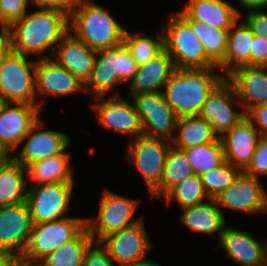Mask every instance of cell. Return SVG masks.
<instances>
[{"mask_svg": "<svg viewBox=\"0 0 267 266\" xmlns=\"http://www.w3.org/2000/svg\"><path fill=\"white\" fill-rule=\"evenodd\" d=\"M225 78L234 87L245 113L256 105L267 103V67L240 66Z\"/></svg>", "mask_w": 267, "mask_h": 266, "instance_id": "7402d4cb", "label": "cell"}, {"mask_svg": "<svg viewBox=\"0 0 267 266\" xmlns=\"http://www.w3.org/2000/svg\"><path fill=\"white\" fill-rule=\"evenodd\" d=\"M13 51L25 56L38 55L49 50V58L56 45L69 31V16L56 9H37L26 13L9 27ZM41 55V56H40Z\"/></svg>", "mask_w": 267, "mask_h": 266, "instance_id": "6da1fadb", "label": "cell"}, {"mask_svg": "<svg viewBox=\"0 0 267 266\" xmlns=\"http://www.w3.org/2000/svg\"><path fill=\"white\" fill-rule=\"evenodd\" d=\"M207 201L182 209L180 221L192 232L203 235L218 234L220 239L226 226L224 212L215 199Z\"/></svg>", "mask_w": 267, "mask_h": 266, "instance_id": "484cf974", "label": "cell"}, {"mask_svg": "<svg viewBox=\"0 0 267 266\" xmlns=\"http://www.w3.org/2000/svg\"><path fill=\"white\" fill-rule=\"evenodd\" d=\"M183 151L191 164L193 173L198 176L226 162L220 138L217 141L183 149Z\"/></svg>", "mask_w": 267, "mask_h": 266, "instance_id": "836d02e7", "label": "cell"}, {"mask_svg": "<svg viewBox=\"0 0 267 266\" xmlns=\"http://www.w3.org/2000/svg\"><path fill=\"white\" fill-rule=\"evenodd\" d=\"M219 208L248 214L267 213V191L261 180L240 172L216 199Z\"/></svg>", "mask_w": 267, "mask_h": 266, "instance_id": "9a60e30c", "label": "cell"}, {"mask_svg": "<svg viewBox=\"0 0 267 266\" xmlns=\"http://www.w3.org/2000/svg\"><path fill=\"white\" fill-rule=\"evenodd\" d=\"M32 5L40 9H56L70 16L78 0H31Z\"/></svg>", "mask_w": 267, "mask_h": 266, "instance_id": "ee69618b", "label": "cell"}, {"mask_svg": "<svg viewBox=\"0 0 267 266\" xmlns=\"http://www.w3.org/2000/svg\"><path fill=\"white\" fill-rule=\"evenodd\" d=\"M137 63L124 43L97 50L91 77L84 84L86 93L92 92L93 98L110 95L116 86L130 82L136 71Z\"/></svg>", "mask_w": 267, "mask_h": 266, "instance_id": "277c9868", "label": "cell"}, {"mask_svg": "<svg viewBox=\"0 0 267 266\" xmlns=\"http://www.w3.org/2000/svg\"><path fill=\"white\" fill-rule=\"evenodd\" d=\"M7 266H40L39 263L25 261L20 257H14Z\"/></svg>", "mask_w": 267, "mask_h": 266, "instance_id": "7dc6e473", "label": "cell"}, {"mask_svg": "<svg viewBox=\"0 0 267 266\" xmlns=\"http://www.w3.org/2000/svg\"><path fill=\"white\" fill-rule=\"evenodd\" d=\"M32 228L26 201L0 207V250L13 258L21 257L26 249Z\"/></svg>", "mask_w": 267, "mask_h": 266, "instance_id": "e0dca14e", "label": "cell"}, {"mask_svg": "<svg viewBox=\"0 0 267 266\" xmlns=\"http://www.w3.org/2000/svg\"><path fill=\"white\" fill-rule=\"evenodd\" d=\"M85 227V218L69 215L47 223L32 224L28 244L20 258L39 263L64 243L73 240Z\"/></svg>", "mask_w": 267, "mask_h": 266, "instance_id": "ba28073f", "label": "cell"}, {"mask_svg": "<svg viewBox=\"0 0 267 266\" xmlns=\"http://www.w3.org/2000/svg\"><path fill=\"white\" fill-rule=\"evenodd\" d=\"M9 29V27L6 25V23L2 20L0 16V33L5 32Z\"/></svg>", "mask_w": 267, "mask_h": 266, "instance_id": "f5cc1de1", "label": "cell"}, {"mask_svg": "<svg viewBox=\"0 0 267 266\" xmlns=\"http://www.w3.org/2000/svg\"><path fill=\"white\" fill-rule=\"evenodd\" d=\"M219 68H176L162 90L178 117L199 116L209 93L225 77Z\"/></svg>", "mask_w": 267, "mask_h": 266, "instance_id": "7a4b0ae2", "label": "cell"}, {"mask_svg": "<svg viewBox=\"0 0 267 266\" xmlns=\"http://www.w3.org/2000/svg\"><path fill=\"white\" fill-rule=\"evenodd\" d=\"M171 145L169 140L145 135L131 139L128 144L125 158L140 171L149 192L160 182Z\"/></svg>", "mask_w": 267, "mask_h": 266, "instance_id": "7c38bea8", "label": "cell"}, {"mask_svg": "<svg viewBox=\"0 0 267 266\" xmlns=\"http://www.w3.org/2000/svg\"><path fill=\"white\" fill-rule=\"evenodd\" d=\"M261 135L245 117L220 139L225 161L243 172L249 165Z\"/></svg>", "mask_w": 267, "mask_h": 266, "instance_id": "44dd1931", "label": "cell"}, {"mask_svg": "<svg viewBox=\"0 0 267 266\" xmlns=\"http://www.w3.org/2000/svg\"><path fill=\"white\" fill-rule=\"evenodd\" d=\"M144 224L142 219L133 226L106 235L98 242L117 266L147 262L146 257L152 244Z\"/></svg>", "mask_w": 267, "mask_h": 266, "instance_id": "30bf717a", "label": "cell"}, {"mask_svg": "<svg viewBox=\"0 0 267 266\" xmlns=\"http://www.w3.org/2000/svg\"><path fill=\"white\" fill-rule=\"evenodd\" d=\"M74 183L32 186L27 191L32 224H42L67 217Z\"/></svg>", "mask_w": 267, "mask_h": 266, "instance_id": "8fae6325", "label": "cell"}, {"mask_svg": "<svg viewBox=\"0 0 267 266\" xmlns=\"http://www.w3.org/2000/svg\"><path fill=\"white\" fill-rule=\"evenodd\" d=\"M28 4H32L31 0H0L2 20L10 27L15 21L26 15Z\"/></svg>", "mask_w": 267, "mask_h": 266, "instance_id": "f35d334b", "label": "cell"}, {"mask_svg": "<svg viewBox=\"0 0 267 266\" xmlns=\"http://www.w3.org/2000/svg\"><path fill=\"white\" fill-rule=\"evenodd\" d=\"M41 111L38 105L0 102V145L9 154L20 147Z\"/></svg>", "mask_w": 267, "mask_h": 266, "instance_id": "2e32d148", "label": "cell"}, {"mask_svg": "<svg viewBox=\"0 0 267 266\" xmlns=\"http://www.w3.org/2000/svg\"><path fill=\"white\" fill-rule=\"evenodd\" d=\"M44 125L41 118H38L23 138V148L11 155L22 166L61 154L70 146L71 140L66 133L51 129L42 131Z\"/></svg>", "mask_w": 267, "mask_h": 266, "instance_id": "ac0fdd59", "label": "cell"}, {"mask_svg": "<svg viewBox=\"0 0 267 266\" xmlns=\"http://www.w3.org/2000/svg\"><path fill=\"white\" fill-rule=\"evenodd\" d=\"M178 13L190 24L193 32L201 40L207 57L219 66L225 59L228 30L214 28L202 21L191 19L183 10Z\"/></svg>", "mask_w": 267, "mask_h": 266, "instance_id": "d6a6232c", "label": "cell"}, {"mask_svg": "<svg viewBox=\"0 0 267 266\" xmlns=\"http://www.w3.org/2000/svg\"><path fill=\"white\" fill-rule=\"evenodd\" d=\"M235 104L241 105L234 87L224 77L209 93L199 116L205 119L221 137L246 117L244 110L234 109Z\"/></svg>", "mask_w": 267, "mask_h": 266, "instance_id": "4fadbf2b", "label": "cell"}, {"mask_svg": "<svg viewBox=\"0 0 267 266\" xmlns=\"http://www.w3.org/2000/svg\"><path fill=\"white\" fill-rule=\"evenodd\" d=\"M240 23L238 20L228 31L225 59L218 66L224 76L237 67L251 66V46L254 34L245 21Z\"/></svg>", "mask_w": 267, "mask_h": 266, "instance_id": "83f0119b", "label": "cell"}, {"mask_svg": "<svg viewBox=\"0 0 267 266\" xmlns=\"http://www.w3.org/2000/svg\"><path fill=\"white\" fill-rule=\"evenodd\" d=\"M35 80L38 97L85 93L84 84L52 57L36 59Z\"/></svg>", "mask_w": 267, "mask_h": 266, "instance_id": "d6986e66", "label": "cell"}, {"mask_svg": "<svg viewBox=\"0 0 267 266\" xmlns=\"http://www.w3.org/2000/svg\"><path fill=\"white\" fill-rule=\"evenodd\" d=\"M12 256L3 251V250H0V266H7V264L12 260Z\"/></svg>", "mask_w": 267, "mask_h": 266, "instance_id": "c3c4849f", "label": "cell"}, {"mask_svg": "<svg viewBox=\"0 0 267 266\" xmlns=\"http://www.w3.org/2000/svg\"><path fill=\"white\" fill-rule=\"evenodd\" d=\"M97 51L68 31L57 44L53 59L85 84L91 77Z\"/></svg>", "mask_w": 267, "mask_h": 266, "instance_id": "ffe728a7", "label": "cell"}, {"mask_svg": "<svg viewBox=\"0 0 267 266\" xmlns=\"http://www.w3.org/2000/svg\"><path fill=\"white\" fill-rule=\"evenodd\" d=\"M131 96L139 114L143 135L172 141L177 133L179 117L165 101L162 91Z\"/></svg>", "mask_w": 267, "mask_h": 266, "instance_id": "9c48e42d", "label": "cell"}, {"mask_svg": "<svg viewBox=\"0 0 267 266\" xmlns=\"http://www.w3.org/2000/svg\"><path fill=\"white\" fill-rule=\"evenodd\" d=\"M251 66L267 67V39L260 35L252 38Z\"/></svg>", "mask_w": 267, "mask_h": 266, "instance_id": "60d3db41", "label": "cell"}, {"mask_svg": "<svg viewBox=\"0 0 267 266\" xmlns=\"http://www.w3.org/2000/svg\"><path fill=\"white\" fill-rule=\"evenodd\" d=\"M11 155L0 145V165L3 164Z\"/></svg>", "mask_w": 267, "mask_h": 266, "instance_id": "681fc988", "label": "cell"}, {"mask_svg": "<svg viewBox=\"0 0 267 266\" xmlns=\"http://www.w3.org/2000/svg\"><path fill=\"white\" fill-rule=\"evenodd\" d=\"M263 251V266H267V240L265 243H262Z\"/></svg>", "mask_w": 267, "mask_h": 266, "instance_id": "f907efd6", "label": "cell"}, {"mask_svg": "<svg viewBox=\"0 0 267 266\" xmlns=\"http://www.w3.org/2000/svg\"><path fill=\"white\" fill-rule=\"evenodd\" d=\"M70 155L66 151L43 160L28 164L26 176L33 186L52 183H74L73 167L70 166Z\"/></svg>", "mask_w": 267, "mask_h": 266, "instance_id": "4316f807", "label": "cell"}, {"mask_svg": "<svg viewBox=\"0 0 267 266\" xmlns=\"http://www.w3.org/2000/svg\"><path fill=\"white\" fill-rule=\"evenodd\" d=\"M138 202L140 201L120 196L104 188L99 201L98 215L93 218H85L86 228L94 241L98 243L108 234L139 223L143 219V215L133 219Z\"/></svg>", "mask_w": 267, "mask_h": 266, "instance_id": "52a82bcc", "label": "cell"}, {"mask_svg": "<svg viewBox=\"0 0 267 266\" xmlns=\"http://www.w3.org/2000/svg\"><path fill=\"white\" fill-rule=\"evenodd\" d=\"M219 245L229 259L241 266H263L262 241L246 231L225 226Z\"/></svg>", "mask_w": 267, "mask_h": 266, "instance_id": "cb8c5ba5", "label": "cell"}, {"mask_svg": "<svg viewBox=\"0 0 267 266\" xmlns=\"http://www.w3.org/2000/svg\"><path fill=\"white\" fill-rule=\"evenodd\" d=\"M111 95L109 98L95 97L96 101H100L94 102L91 108L96 114L97 122L106 130L129 135L132 139L143 135L139 114L134 104H130L118 92Z\"/></svg>", "mask_w": 267, "mask_h": 266, "instance_id": "5bb4252c", "label": "cell"}, {"mask_svg": "<svg viewBox=\"0 0 267 266\" xmlns=\"http://www.w3.org/2000/svg\"><path fill=\"white\" fill-rule=\"evenodd\" d=\"M12 51L11 33L8 29L7 31L0 33V67Z\"/></svg>", "mask_w": 267, "mask_h": 266, "instance_id": "f6af8a7d", "label": "cell"}, {"mask_svg": "<svg viewBox=\"0 0 267 266\" xmlns=\"http://www.w3.org/2000/svg\"><path fill=\"white\" fill-rule=\"evenodd\" d=\"M183 8L191 19L228 31L242 15L235 6L225 0H189Z\"/></svg>", "mask_w": 267, "mask_h": 266, "instance_id": "d4e9b609", "label": "cell"}, {"mask_svg": "<svg viewBox=\"0 0 267 266\" xmlns=\"http://www.w3.org/2000/svg\"><path fill=\"white\" fill-rule=\"evenodd\" d=\"M255 178L267 176V136H261L248 167L243 171Z\"/></svg>", "mask_w": 267, "mask_h": 266, "instance_id": "74e56055", "label": "cell"}, {"mask_svg": "<svg viewBox=\"0 0 267 266\" xmlns=\"http://www.w3.org/2000/svg\"><path fill=\"white\" fill-rule=\"evenodd\" d=\"M96 242L85 227L73 240L64 243L42 259L40 266H82L89 249Z\"/></svg>", "mask_w": 267, "mask_h": 266, "instance_id": "1f68e13d", "label": "cell"}, {"mask_svg": "<svg viewBox=\"0 0 267 266\" xmlns=\"http://www.w3.org/2000/svg\"><path fill=\"white\" fill-rule=\"evenodd\" d=\"M241 171L225 162L218 168L203 173L200 178L209 199H216L236 179Z\"/></svg>", "mask_w": 267, "mask_h": 266, "instance_id": "8d00e7d4", "label": "cell"}, {"mask_svg": "<svg viewBox=\"0 0 267 266\" xmlns=\"http://www.w3.org/2000/svg\"><path fill=\"white\" fill-rule=\"evenodd\" d=\"M172 145L180 150L217 141L220 137L213 127L200 116L179 117Z\"/></svg>", "mask_w": 267, "mask_h": 266, "instance_id": "f546056e", "label": "cell"}, {"mask_svg": "<svg viewBox=\"0 0 267 266\" xmlns=\"http://www.w3.org/2000/svg\"><path fill=\"white\" fill-rule=\"evenodd\" d=\"M245 22L251 28L252 33L267 39V12L262 10L248 11Z\"/></svg>", "mask_w": 267, "mask_h": 266, "instance_id": "ab89813d", "label": "cell"}, {"mask_svg": "<svg viewBox=\"0 0 267 266\" xmlns=\"http://www.w3.org/2000/svg\"><path fill=\"white\" fill-rule=\"evenodd\" d=\"M167 23L162 27L164 48L175 68H218L207 57L201 40L190 24L178 12L172 13Z\"/></svg>", "mask_w": 267, "mask_h": 266, "instance_id": "5b68a950", "label": "cell"}, {"mask_svg": "<svg viewBox=\"0 0 267 266\" xmlns=\"http://www.w3.org/2000/svg\"><path fill=\"white\" fill-rule=\"evenodd\" d=\"M140 33H131L126 30L123 43L126 45L138 66L144 65L164 48L163 32L154 39Z\"/></svg>", "mask_w": 267, "mask_h": 266, "instance_id": "d590c367", "label": "cell"}, {"mask_svg": "<svg viewBox=\"0 0 267 266\" xmlns=\"http://www.w3.org/2000/svg\"><path fill=\"white\" fill-rule=\"evenodd\" d=\"M193 174L185 152L171 145L165 158L160 182L149 195L151 198H162L172 187Z\"/></svg>", "mask_w": 267, "mask_h": 266, "instance_id": "4dcf8cb0", "label": "cell"}, {"mask_svg": "<svg viewBox=\"0 0 267 266\" xmlns=\"http://www.w3.org/2000/svg\"><path fill=\"white\" fill-rule=\"evenodd\" d=\"M26 168L12 156L0 165V207L26 201Z\"/></svg>", "mask_w": 267, "mask_h": 266, "instance_id": "f1b7e54d", "label": "cell"}, {"mask_svg": "<svg viewBox=\"0 0 267 266\" xmlns=\"http://www.w3.org/2000/svg\"><path fill=\"white\" fill-rule=\"evenodd\" d=\"M162 198L167 205L176 201L182 209L191 207L208 200L200 176L193 174L172 187ZM206 198V199H205Z\"/></svg>", "mask_w": 267, "mask_h": 266, "instance_id": "e575fe53", "label": "cell"}, {"mask_svg": "<svg viewBox=\"0 0 267 266\" xmlns=\"http://www.w3.org/2000/svg\"><path fill=\"white\" fill-rule=\"evenodd\" d=\"M126 30L94 0H78L69 16V31L96 51L121 45Z\"/></svg>", "mask_w": 267, "mask_h": 266, "instance_id": "3957f363", "label": "cell"}, {"mask_svg": "<svg viewBox=\"0 0 267 266\" xmlns=\"http://www.w3.org/2000/svg\"><path fill=\"white\" fill-rule=\"evenodd\" d=\"M240 5L249 11L263 10L267 7V0H238Z\"/></svg>", "mask_w": 267, "mask_h": 266, "instance_id": "bcb514c9", "label": "cell"}, {"mask_svg": "<svg viewBox=\"0 0 267 266\" xmlns=\"http://www.w3.org/2000/svg\"><path fill=\"white\" fill-rule=\"evenodd\" d=\"M175 69L171 56L163 48L147 63L137 67V71L128 86L129 93L136 95L161 92Z\"/></svg>", "mask_w": 267, "mask_h": 266, "instance_id": "603a6c76", "label": "cell"}, {"mask_svg": "<svg viewBox=\"0 0 267 266\" xmlns=\"http://www.w3.org/2000/svg\"><path fill=\"white\" fill-rule=\"evenodd\" d=\"M246 118L254 125L261 136H267V103L250 108L246 112Z\"/></svg>", "mask_w": 267, "mask_h": 266, "instance_id": "b9f144b4", "label": "cell"}, {"mask_svg": "<svg viewBox=\"0 0 267 266\" xmlns=\"http://www.w3.org/2000/svg\"><path fill=\"white\" fill-rule=\"evenodd\" d=\"M82 266H117L107 252L95 243L87 252Z\"/></svg>", "mask_w": 267, "mask_h": 266, "instance_id": "7bdbcfd3", "label": "cell"}, {"mask_svg": "<svg viewBox=\"0 0 267 266\" xmlns=\"http://www.w3.org/2000/svg\"><path fill=\"white\" fill-rule=\"evenodd\" d=\"M12 51L0 67V102L38 105L44 100L36 96V59Z\"/></svg>", "mask_w": 267, "mask_h": 266, "instance_id": "8992f818", "label": "cell"}, {"mask_svg": "<svg viewBox=\"0 0 267 266\" xmlns=\"http://www.w3.org/2000/svg\"><path fill=\"white\" fill-rule=\"evenodd\" d=\"M132 266H161L159 263H156V262H153V261H147V262H144V263H141V264H135V265H132Z\"/></svg>", "mask_w": 267, "mask_h": 266, "instance_id": "816d5d0a", "label": "cell"}]
</instances>
